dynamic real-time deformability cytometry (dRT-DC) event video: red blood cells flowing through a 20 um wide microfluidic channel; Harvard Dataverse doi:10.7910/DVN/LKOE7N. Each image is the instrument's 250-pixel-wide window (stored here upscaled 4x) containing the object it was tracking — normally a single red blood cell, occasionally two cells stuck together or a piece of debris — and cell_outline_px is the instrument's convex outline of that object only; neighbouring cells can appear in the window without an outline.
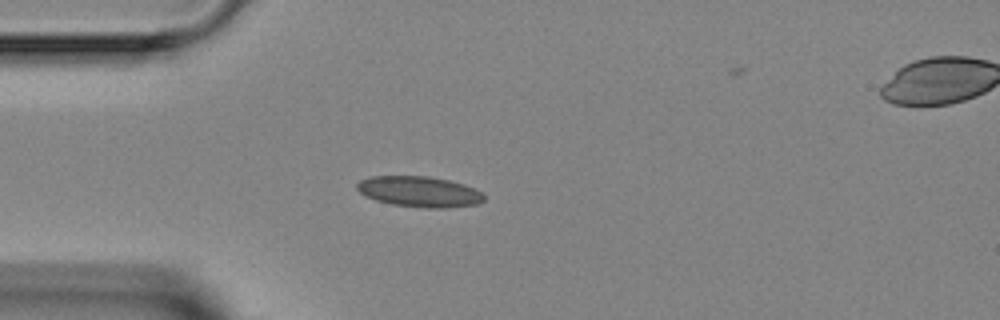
{"species": "Egyptian fruit bat (a non-hibernating species)", "species_latin": "Rousettus aegyptiacus", "temperature_condition": "room temperature", "stored_images_in_passage": 3, "camera_frame_rate_fps": 3000, "um_per_image_px": 0.085, "animal": {"sex": "female"}, "frame": {"image": 1, "passage_image": 2, "time_ms": 1.333, "image_size_px": [1000, 320], "cell_outline_px": [[484, 200], [476, 204], [444, 208], [428, 208], [392, 204], [376, 200], [360, 192], [356, 188], [356, 184], [360, 180], [372, 176], [428, 176], [448, 180], [464, 184], [480, 192], [484, 196]], "centroid_in_image_um": [35.63, 16.28], "position_along_channel_um": 49.4, "area_um2": 22.43}}